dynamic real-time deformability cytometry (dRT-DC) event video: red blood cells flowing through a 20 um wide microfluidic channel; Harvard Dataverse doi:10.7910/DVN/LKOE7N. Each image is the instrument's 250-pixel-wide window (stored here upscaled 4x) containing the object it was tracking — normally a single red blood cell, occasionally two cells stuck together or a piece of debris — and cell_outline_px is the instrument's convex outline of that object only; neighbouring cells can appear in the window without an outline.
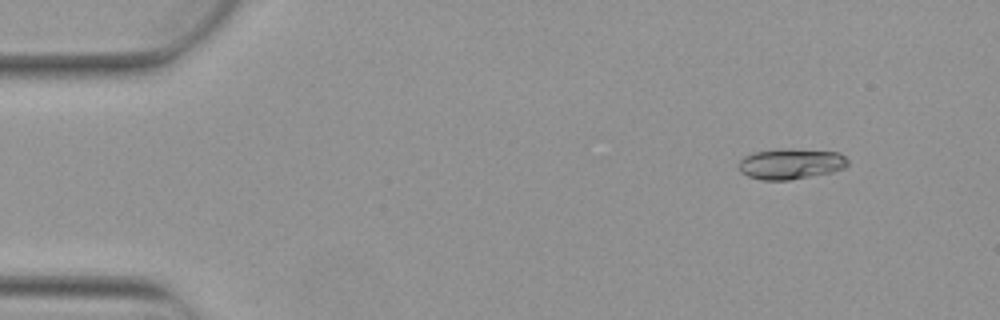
{"species": "Egyptian fruit bat (a non-hibernating species)", "species_latin": "Rousettus aegyptiacus", "temperature_condition": "warm", "stored_images_in_passage": 5, "camera_frame_rate_fps": 3000, "um_per_image_px": 0.085, "animal": {"sex": "female"}, "frame": {"image": 1, "passage_image": 1, "time_ms": 0.0, "image_size_px": [1000, 320], "cell_outline_px": [[848, 164], [844, 168], [832, 172], [788, 180], [760, 180], [748, 176], [740, 172], [740, 160], [744, 156], [756, 152], [784, 148], [792, 148], [840, 152], [848, 160]], "centroid_in_image_um": [67.23, 13.92], "position_along_channel_um": 17.8, "area_um2": 19.54}}
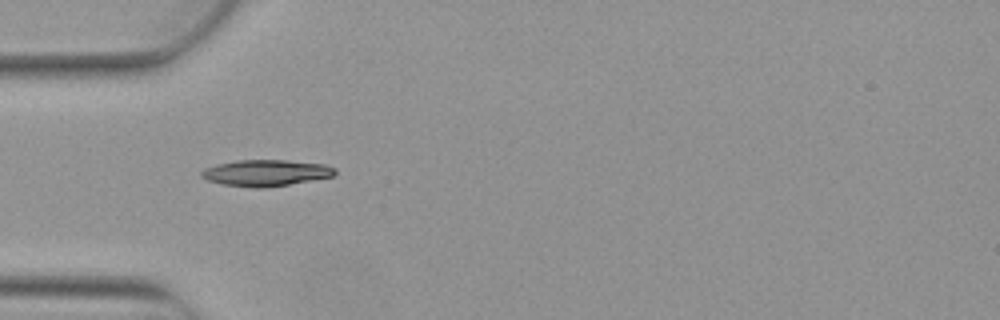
{"frame": {"image": 2, "passage_image": 4, "time_ms": 1.0, "image_size_px": [1000, 320], "cell_outline_px": [[336, 172], [332, 176], [288, 184], [264, 188], [252, 188], [220, 184], [208, 180], [200, 176], [200, 172], [204, 168], [216, 164], [236, 160], [288, 160], [324, 164], [336, 168]], "centroid_in_image_um": [22.54, 14.69], "position_along_channel_um": 62.5, "area_um2": 20.52}}
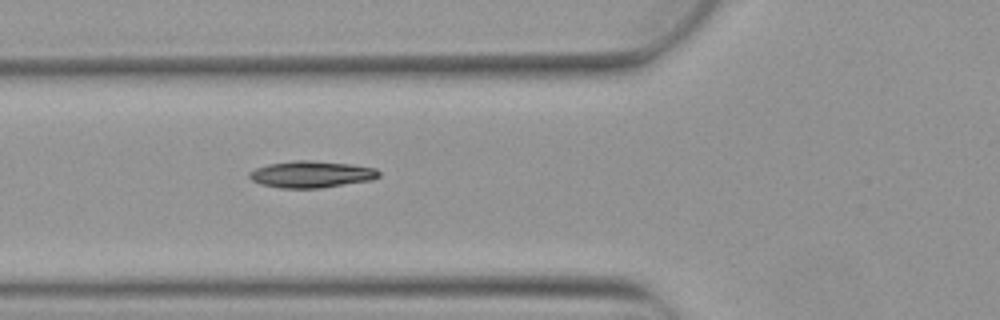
{"frame": {"image": 3, "passage_image": 5, "time_ms": 1.333, "image_size_px": [1000, 320], "cell_outline_px": [[380, 176], [372, 180], [320, 188], [280, 188], [260, 184], [252, 180], [248, 176], [248, 172], [256, 168], [268, 164], [292, 160], [308, 160], [352, 164], [376, 168], [380, 172]], "centroid_in_image_um": [26.46, 14.81], "position_along_channel_um": 99.3, "area_um2": 20.29}}